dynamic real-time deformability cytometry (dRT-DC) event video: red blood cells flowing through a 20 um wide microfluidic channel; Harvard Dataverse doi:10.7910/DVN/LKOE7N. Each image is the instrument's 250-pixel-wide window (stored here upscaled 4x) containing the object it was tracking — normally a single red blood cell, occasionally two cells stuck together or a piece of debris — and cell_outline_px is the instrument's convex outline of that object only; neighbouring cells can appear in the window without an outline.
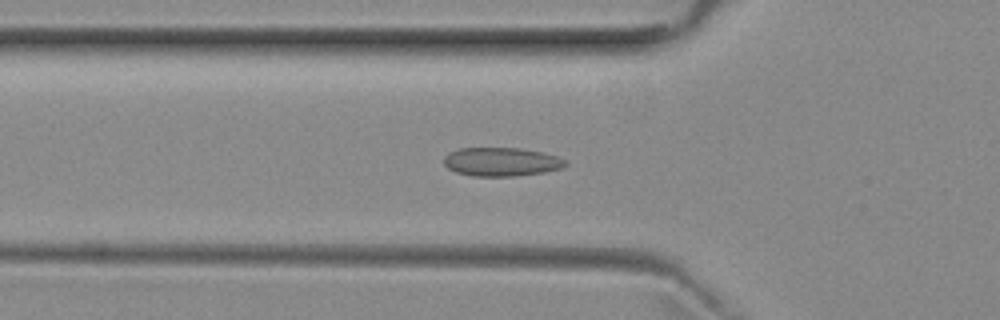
{"species": "common noctule bat (a hibernating species)", "species_latin": "Nyctalus noctula", "temperature_condition": "room temperature", "stored_images_in_passage": 43, "camera_frame_rate_fps": 3000, "um_per_image_px": 0.085, "animal": {"sex": "female", "body_mass_g": 29.2, "forearm_length_mm": 56.3}, "frame": {"image": 1, "passage_image": 9, "time_ms": 2.667, "image_size_px": [1000, 320], "cell_outline_px": [[568, 164], [564, 168], [544, 172], [516, 176], [472, 176], [456, 172], [448, 168], [444, 164], [444, 156], [448, 152], [460, 148], [520, 148], [540, 152], [556, 156], [564, 160]], "centroid_in_image_um": [42.6, 13.76], "position_along_channel_um": 83.2, "area_um2": 20.35}}
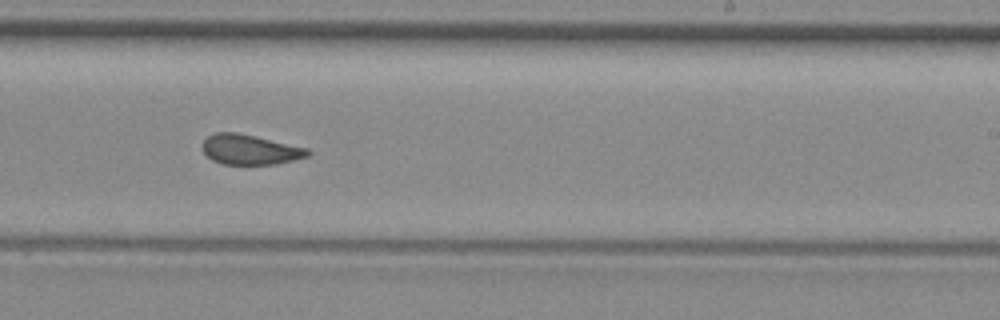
{"frame": {"image": 2, "passage_image": 23, "time_ms": 7.333, "image_size_px": [1000, 320], "cell_outline_px": [[312, 152], [308, 156], [276, 164], [224, 164], [212, 160], [204, 152], [204, 140], [208, 136], [216, 132], [236, 132], [308, 148]], "centroid_in_image_um": [21.27, 12.71], "position_along_channel_um": 267.7, "area_um2": 18.15}}
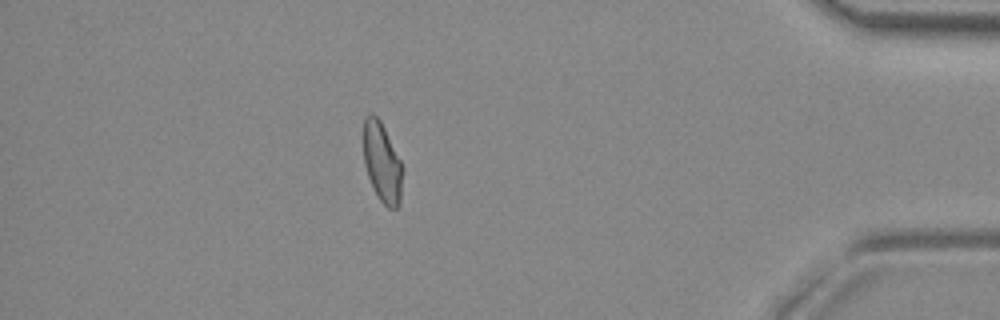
{"frame": {"image": 3, "passage_image": 37, "time_ms": 12.0, "image_size_px": [1000, 320], "cell_outline_px": [[404, 168], [400, 204], [396, 208], [388, 208], [380, 200], [368, 176], [364, 164], [364, 120], [368, 112], [372, 112], [380, 120]], "centroid_in_image_um": [32.5, 13.82], "position_along_channel_um": 402.7, "area_um2": 18.09}, "authors_computed_cell_mechanics": {"area_um2": 19.0162, "velocity_mm_per_s": 3.9493, "shape_relaxation_time_tau1_ms": null, "shape_relaxation_time_tau2_ms": 0.9921, "deformation_change_tau1": null, "deformation_change_tau2": 0.0543}}